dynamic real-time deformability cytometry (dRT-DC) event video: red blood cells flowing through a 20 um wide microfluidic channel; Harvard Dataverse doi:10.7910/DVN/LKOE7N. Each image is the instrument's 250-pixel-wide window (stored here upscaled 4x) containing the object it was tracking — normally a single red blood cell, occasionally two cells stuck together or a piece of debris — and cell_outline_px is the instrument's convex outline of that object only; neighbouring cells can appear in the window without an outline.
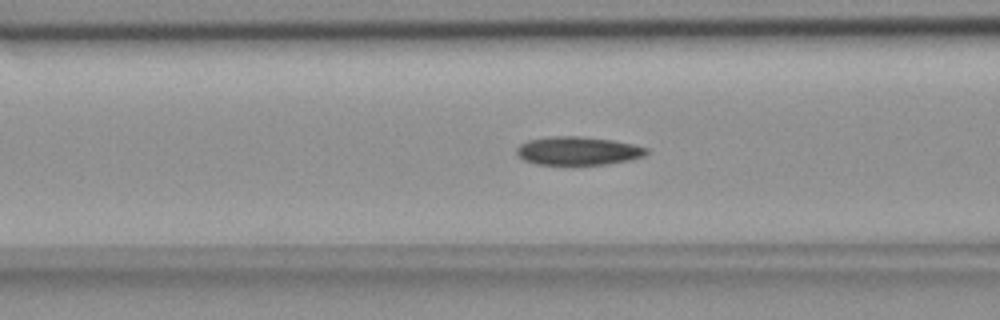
{"species": "common noctule bat (a hibernating species)", "species_latin": "Nyctalus noctula", "temperature_condition": "room temperature", "stored_images_in_passage": 47, "camera_frame_rate_fps": 3000, "um_per_image_px": 0.085, "animal": {"sex": "female", "body_mass_g": 18.4}, "frame": {"image": 1, "passage_image": 14, "time_ms": 4.333, "image_size_px": [1000, 320], "cell_outline_px": [[648, 152], [644, 156], [628, 160], [604, 164], [536, 164], [524, 160], [516, 152], [516, 148], [520, 144], [528, 140], [552, 136], [580, 136], [612, 140], [632, 144], [648, 148]], "centroid_in_image_um": [49.11, 12.81], "position_along_channel_um": 117.5, "area_um2": 21.27}}
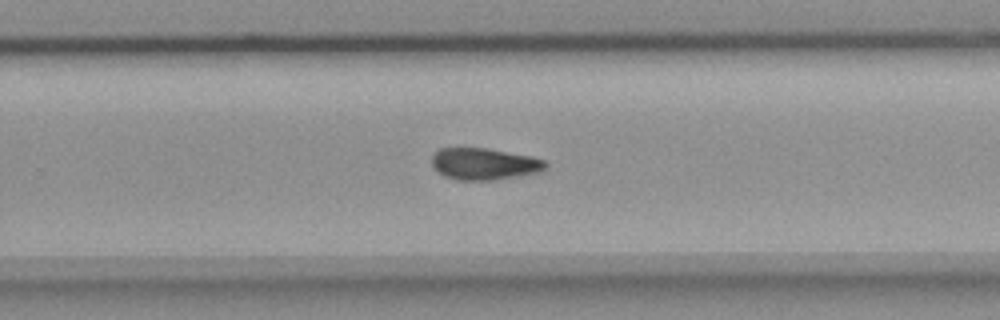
{"frame": {"image": 2, "passage_image": 28, "time_ms": 9.0, "image_size_px": [1000, 320], "cell_outline_px": [[548, 168], [536, 172], [516, 176], [488, 180], [456, 180], [444, 176], [432, 164], [432, 156], [440, 148], [484, 148], [528, 156], [544, 160], [548, 164]], "centroid_in_image_um": [41.14, 13.93], "position_along_channel_um": 288.7, "area_um2": 20.58}}
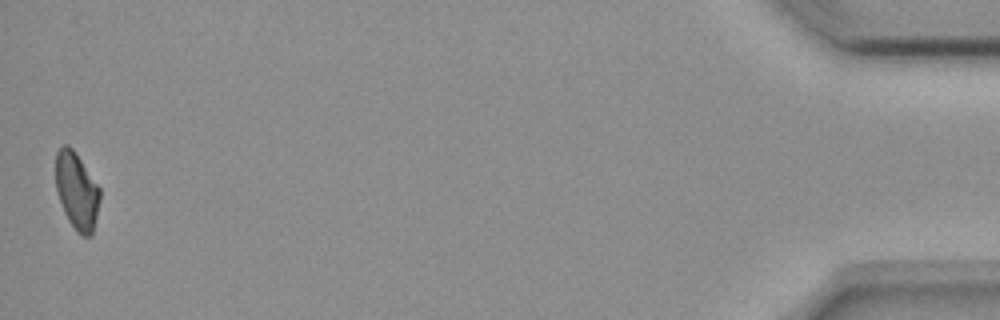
{"frame": {"image": 3, "passage_image": 47, "time_ms": 15.333, "image_size_px": [1000, 320], "cell_outline_px": [[100, 200], [92, 236], [84, 236], [68, 220], [64, 212], [56, 188], [56, 152], [64, 144], [68, 144], [72, 148], [100, 188]], "centroid_in_image_um": [6.53, 16.21], "position_along_channel_um": 428.7, "area_um2": 19.48}, "authors_computed_cell_mechanics": {"area_um2": 21.2704, "velocity_mm_per_s": 3.6772, "shape_relaxation_time_tau1_ms": 8.7296, "shape_relaxation_time_tau2_ms": 6.359, "deformation_change_tau1": 0.1585, "deformation_change_tau2": 0.1036}}